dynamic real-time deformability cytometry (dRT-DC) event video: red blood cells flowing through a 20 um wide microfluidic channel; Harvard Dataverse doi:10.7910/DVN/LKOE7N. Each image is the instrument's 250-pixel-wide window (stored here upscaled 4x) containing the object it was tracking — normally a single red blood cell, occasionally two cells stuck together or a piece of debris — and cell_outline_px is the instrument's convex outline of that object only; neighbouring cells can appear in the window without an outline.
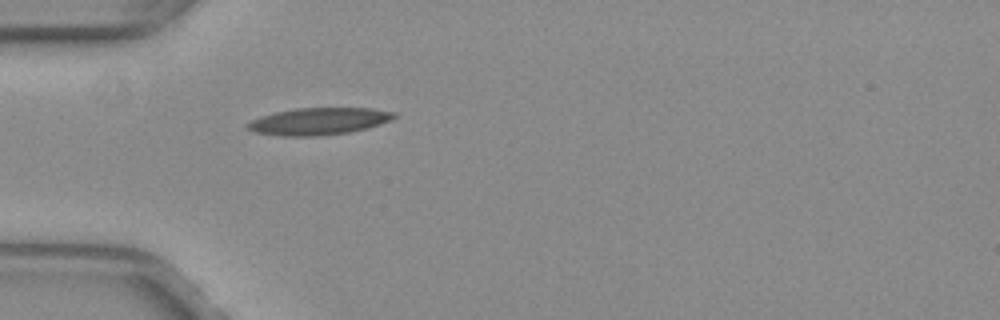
{"species": "common noctule bat (a hibernating species)", "species_latin": "Nyctalus noctula", "temperature_condition": "warm", "stored_images_in_passage": 37, "camera_frame_rate_fps": 3000, "um_per_image_px": 0.085, "animal": {"sex": "female", "body_mass_g": 29.2, "forearm_length_mm": 56.3}, "frame": {"image": 1, "passage_image": 1, "time_ms": 0.0, "image_size_px": [1000, 320], "cell_outline_px": [[396, 116], [392, 120], [368, 128], [348, 132], [316, 136], [280, 136], [252, 132], [244, 128], [244, 124], [260, 116], [276, 112], [296, 108], [372, 108], [396, 112]], "centroid_in_image_um": [27.06, 10.31], "position_along_channel_um": 57.9, "area_um2": 23.35}}
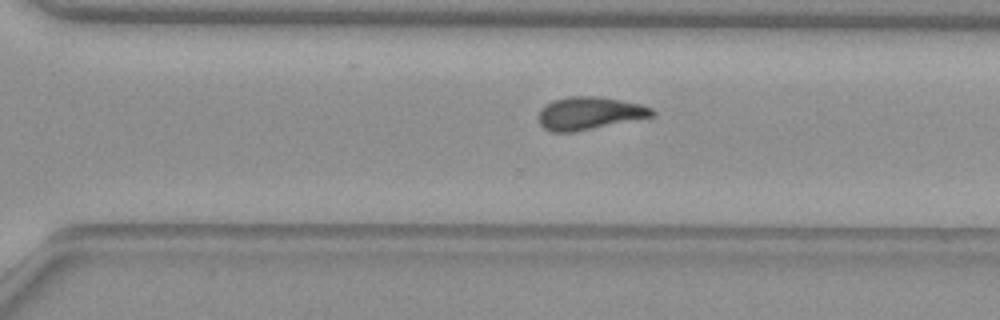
{"frame": {"image": 2, "passage_image": 21, "time_ms": 6.667, "image_size_px": [1000, 320], "cell_outline_px": [[656, 116], [572, 132], [552, 132], [544, 128], [540, 124], [540, 112], [552, 100], [572, 96], [596, 96], [620, 100], [640, 104], [652, 108], [656, 112]], "centroid_in_image_um": [50.15, 9.63], "position_along_channel_um": 320.4, "area_um2": 21.39}}
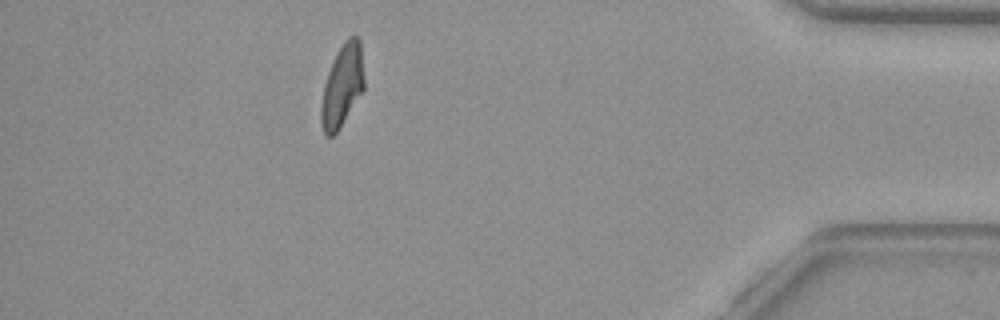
{"frame": {"image": 3, "passage_image": 31, "time_ms": 10.0, "image_size_px": [1000, 320], "cell_outline_px": [[364, 88], [340, 128], [332, 136], [324, 136], [320, 120], [320, 104], [324, 84], [332, 60], [336, 52], [344, 40], [348, 36], [356, 36], [360, 40], [364, 80]], "centroid_in_image_um": [29.06, 7.29], "position_along_channel_um": 406.1, "area_um2": 20.75}, "authors_computed_cell_mechanics": {"area_um2": 21.4438, "velocity_mm_per_s": 4.0306, "shape_relaxation_time_tau1_ms": null, "shape_relaxation_time_tau2_ms": 2.8623, "deformation_change_tau1": null, "deformation_change_tau2": 0.1201}}